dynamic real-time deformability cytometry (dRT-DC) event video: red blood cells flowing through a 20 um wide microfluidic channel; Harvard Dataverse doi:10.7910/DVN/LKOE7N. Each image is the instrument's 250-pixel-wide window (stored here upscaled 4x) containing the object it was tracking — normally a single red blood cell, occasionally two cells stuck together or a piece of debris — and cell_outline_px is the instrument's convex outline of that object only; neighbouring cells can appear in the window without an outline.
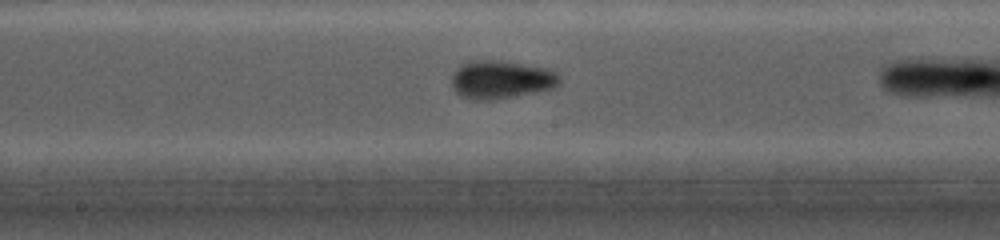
{"species": "common noctule bat (a hibernating species)", "species_latin": "Nyctalus noctula", "temperature_condition": "cold", "stored_images_in_passage": 26, "camera_frame_rate_fps": 5000, "um_per_image_px": 0.085, "animal": {"sex": "female", "body_mass_g": 19.0, "forearm_length_mm": 56.7}, "frame": {"image": 1, "passage_image": 16, "time_ms": 3.8, "image_size_px": [1000, 240], "cell_outline_px": [[560, 84], [556, 88], [536, 92], [492, 100], [472, 100], [460, 96], [456, 92], [452, 84], [452, 76], [456, 68], [460, 64], [468, 60], [500, 60], [544, 68], [556, 72], [560, 76]], "centroid_in_image_um": [42.58, 6.77], "position_along_channel_um": 205.6, "area_um2": 24.22}}